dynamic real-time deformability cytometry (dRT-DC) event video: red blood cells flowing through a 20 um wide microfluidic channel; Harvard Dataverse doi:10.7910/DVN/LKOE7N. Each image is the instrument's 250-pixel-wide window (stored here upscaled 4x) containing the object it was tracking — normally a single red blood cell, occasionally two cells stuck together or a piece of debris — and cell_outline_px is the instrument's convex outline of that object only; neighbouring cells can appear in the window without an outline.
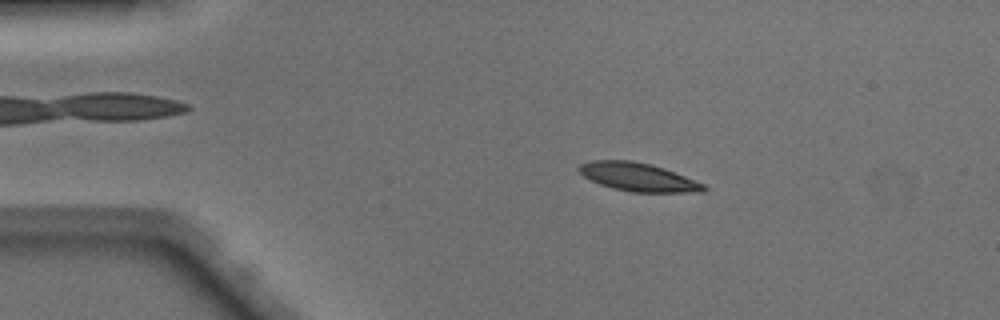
{"species": "Egyptian fruit bat (a non-hibernating species)", "species_latin": "Rousettus aegyptiacus", "temperature_condition": "warm", "stored_images_in_passage": 49, "camera_frame_rate_fps": 3000, "um_per_image_px": 0.085, "animal": {"sex": "male"}, "frame": {"image": 1, "passage_image": 9, "time_ms": 2.667, "image_size_px": [1000, 320], "cell_outline_px": [[708, 188], [704, 192], [632, 192], [612, 188], [600, 184], [584, 176], [576, 168], [580, 164], [592, 160], [632, 160], [664, 168], [704, 184]], "centroid_in_image_um": [54.23, 15.05], "position_along_channel_um": 30.8, "area_um2": 20.46}}
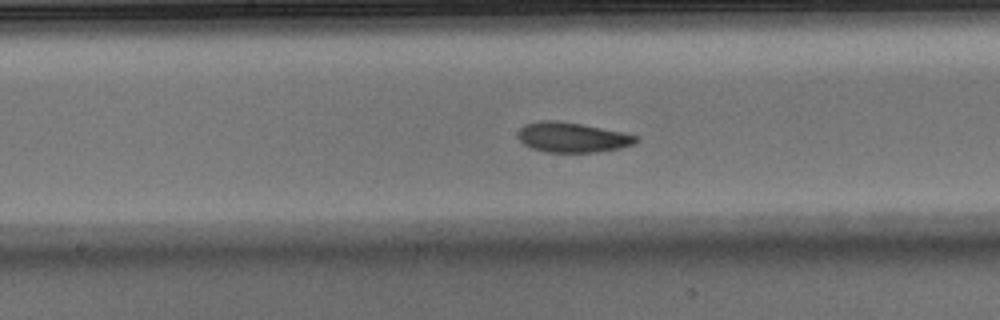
{"frame": {"image": 2, "passage_image": 25, "time_ms": 8.0, "image_size_px": [1000, 320], "cell_outline_px": [[640, 140], [632, 144], [620, 148], [596, 152], [544, 152], [532, 148], [524, 144], [516, 136], [520, 128], [524, 124], [540, 120], [556, 120], [580, 124], [624, 132], [640, 136]], "centroid_in_image_um": [48.64, 11.67], "position_along_channel_um": 199.6, "area_um2": 20.75}}
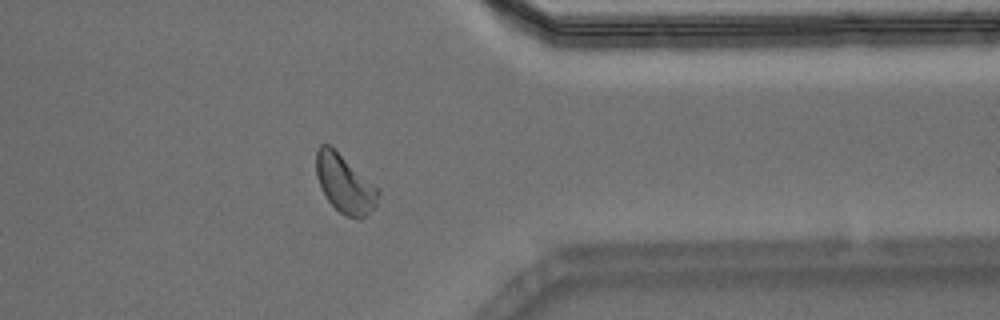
{"frame": {"image": 3, "passage_image": 39, "time_ms": 12.667, "image_size_px": [1000, 320], "cell_outline_px": [[380, 192], [376, 204], [360, 220], [356, 220], [344, 216], [328, 200], [316, 176], [316, 148], [320, 144], [328, 144], [380, 188]], "centroid_in_image_um": [29.31, 15.63], "position_along_channel_um": 382.1, "area_um2": 20.92}, "authors_computed_cell_mechanics": {"area_um2": 20.5768, "velocity_mm_per_s": 4.1253, "shape_relaxation_time_tau1_ms": 4.1003, "shape_relaxation_time_tau2_ms": 3.6671, "deformation_change_tau1": 0.1421, "deformation_change_tau2": 0.0992}}